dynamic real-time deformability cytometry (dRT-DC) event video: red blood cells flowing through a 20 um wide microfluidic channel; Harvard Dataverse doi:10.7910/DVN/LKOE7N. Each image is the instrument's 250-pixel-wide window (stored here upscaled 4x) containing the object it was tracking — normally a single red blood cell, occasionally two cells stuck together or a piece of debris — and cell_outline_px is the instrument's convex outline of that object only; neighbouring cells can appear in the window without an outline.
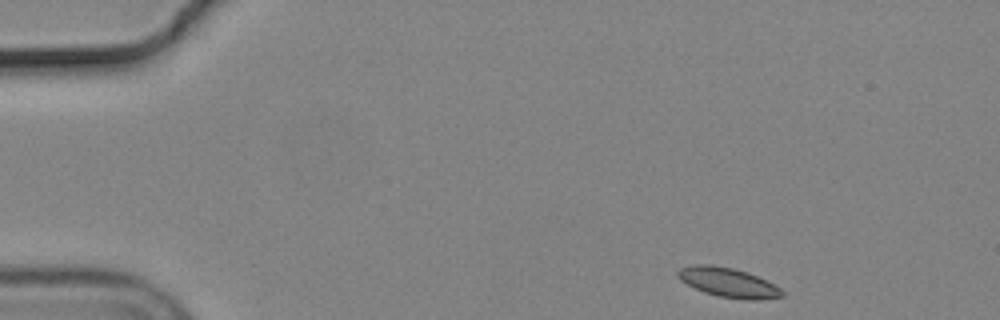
{"species": "common noctule bat (a hibernating species)", "species_latin": "Nyctalus noctula", "temperature_condition": "cold", "stored_images_in_passage": 50, "camera_frame_rate_fps": 3000, "um_per_image_px": 0.085, "animal": {"sex": "male", "body_mass_g": 19.2, "forearm_length_mm": 51.8}, "frame": {"image": 1, "passage_image": 1, "time_ms": 0.0, "image_size_px": [1000, 320], "cell_outline_px": [[784, 296], [756, 300], [744, 300], [720, 296], [704, 292], [680, 280], [676, 276], [676, 272], [680, 268], [696, 264], [712, 264], [732, 268], [756, 276], [780, 288], [784, 292]], "centroid_in_image_um": [61.87, 24.01], "position_along_channel_um": 23.1, "area_um2": 17.63}}
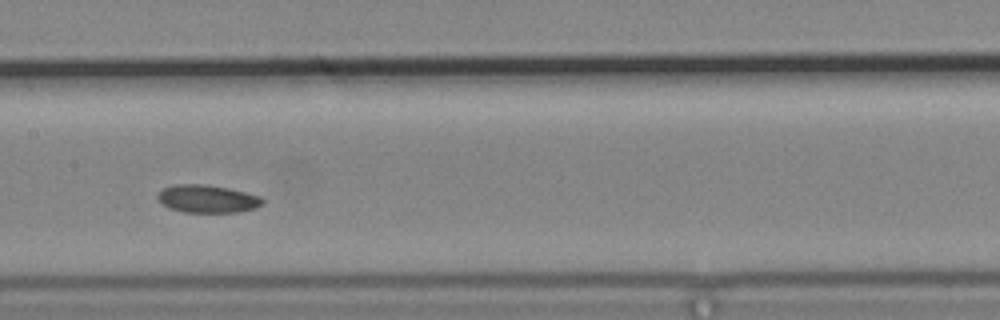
{"frame": {"image": 2, "passage_image": 22, "time_ms": 7.0, "image_size_px": [1000, 320], "cell_outline_px": [[264, 204], [256, 208], [236, 212], [184, 212], [172, 208], [164, 204], [156, 196], [164, 188], [172, 184], [204, 184], [228, 188], [260, 196], [264, 200]], "centroid_in_image_um": [17.66, 16.89], "position_along_channel_um": 189.7, "area_um2": 16.82}}
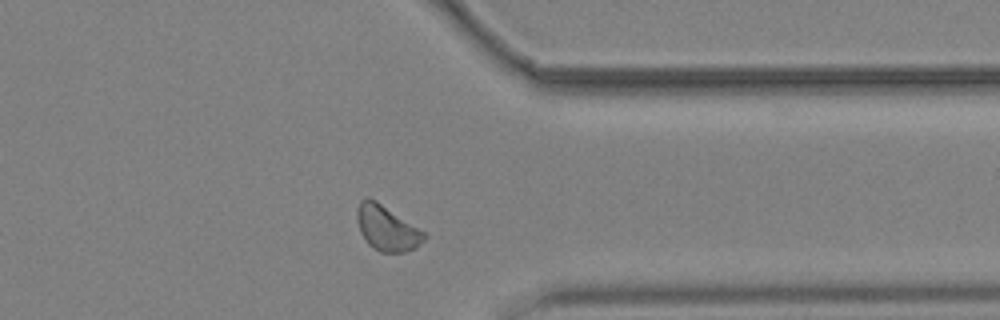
{"frame": {"image": 3, "passage_image": 38, "time_ms": 12.333, "image_size_px": [1000, 320], "cell_outline_px": [[428, 236], [416, 248], [404, 252], [380, 252], [368, 244], [364, 240], [360, 232], [356, 220], [356, 208], [360, 200], [368, 196], [376, 200], [424, 232]], "centroid_in_image_um": [32.84, 19.38], "position_along_channel_um": 378.6, "area_um2": 17.74}, "authors_computed_cell_mechanics": {"area_um2": 17.2822, "velocity_mm_per_s": 3.6408, "shape_relaxation_time_tau1_ms": 4.4942, "shape_relaxation_time_tau2_ms": null, "deformation_change_tau1": 0.0762, "deformation_change_tau2": null}}